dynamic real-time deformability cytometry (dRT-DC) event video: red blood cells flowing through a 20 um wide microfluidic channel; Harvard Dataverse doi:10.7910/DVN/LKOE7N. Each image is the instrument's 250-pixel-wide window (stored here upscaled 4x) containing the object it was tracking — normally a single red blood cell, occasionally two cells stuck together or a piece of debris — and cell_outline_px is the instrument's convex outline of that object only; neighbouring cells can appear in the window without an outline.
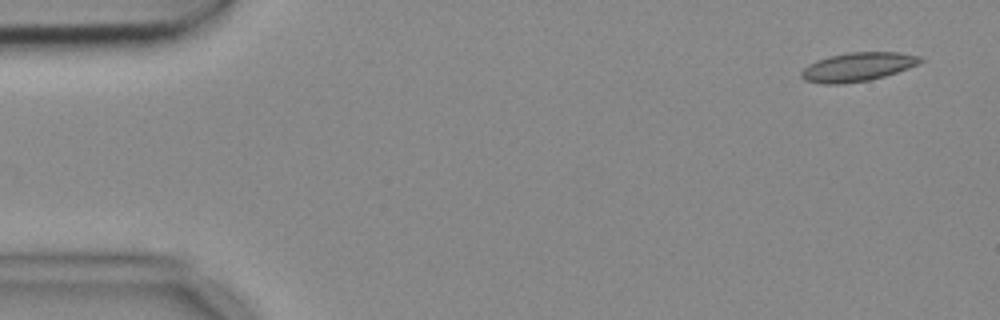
{"species": "common noctule bat (a hibernating species)", "species_latin": "Nyctalus noctula", "temperature_condition": "cold", "stored_images_in_passage": 6, "camera_frame_rate_fps": 3000, "um_per_image_px": 0.085, "animal": {"sex": "female", "body_mass_g": 18.4}, "frame": {"image": 1, "passage_image": 1, "time_ms": 0.0, "image_size_px": [1000, 320], "cell_outline_px": [[924, 60], [908, 68], [884, 76], [868, 80], [840, 84], [824, 84], [804, 80], [800, 76], [800, 72], [808, 64], [816, 60], [828, 56], [848, 52], [900, 52], [920, 56]], "centroid_in_image_um": [72.86, 5.68], "position_along_channel_um": 12.1, "area_um2": 19.94}}
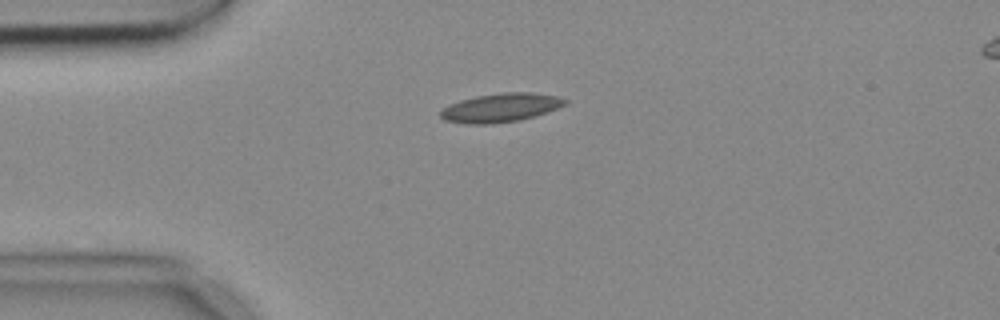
{"frame": {"image": 2, "passage_image": 4, "time_ms": 1.0, "image_size_px": [1000, 320], "cell_outline_px": [[568, 104], [548, 112], [536, 116], [520, 120], [492, 124], [464, 124], [444, 120], [440, 116], [440, 112], [448, 104], [460, 100], [476, 96], [500, 92], [532, 92], [560, 96], [568, 100]], "centroid_in_image_um": [42.59, 9.15], "position_along_channel_um": 42.4, "area_um2": 21.27}}